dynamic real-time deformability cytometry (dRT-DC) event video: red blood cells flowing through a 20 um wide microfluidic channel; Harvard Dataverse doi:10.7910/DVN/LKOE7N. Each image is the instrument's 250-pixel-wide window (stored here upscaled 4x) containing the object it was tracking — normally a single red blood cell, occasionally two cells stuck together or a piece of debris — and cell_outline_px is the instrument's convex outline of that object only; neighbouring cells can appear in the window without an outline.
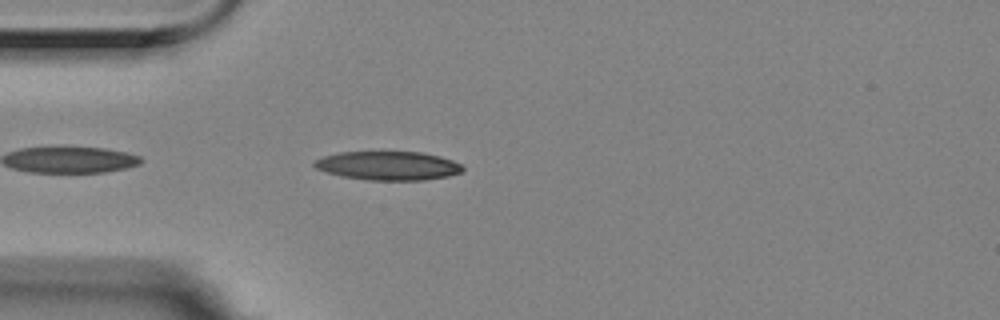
{"species": "Egyptian fruit bat (a non-hibernating species)", "species_latin": "Rousettus aegyptiacus", "temperature_condition": "room temperature", "stored_images_in_passage": 5, "camera_frame_rate_fps": 3000, "um_per_image_px": 0.085, "animal": {"sex": "female"}, "frame": {"image": 1, "passage_image": 5, "time_ms": 1.333, "image_size_px": [1000, 320], "cell_outline_px": [[464, 168], [460, 172], [448, 176], [424, 180], [368, 180], [344, 176], [328, 172], [316, 168], [312, 164], [312, 160], [324, 156], [340, 152], [420, 152], [440, 156], [452, 160], [460, 164]], "centroid_in_image_um": [32.98, 14.08], "position_along_channel_um": 52.0, "area_um2": 24.74}}